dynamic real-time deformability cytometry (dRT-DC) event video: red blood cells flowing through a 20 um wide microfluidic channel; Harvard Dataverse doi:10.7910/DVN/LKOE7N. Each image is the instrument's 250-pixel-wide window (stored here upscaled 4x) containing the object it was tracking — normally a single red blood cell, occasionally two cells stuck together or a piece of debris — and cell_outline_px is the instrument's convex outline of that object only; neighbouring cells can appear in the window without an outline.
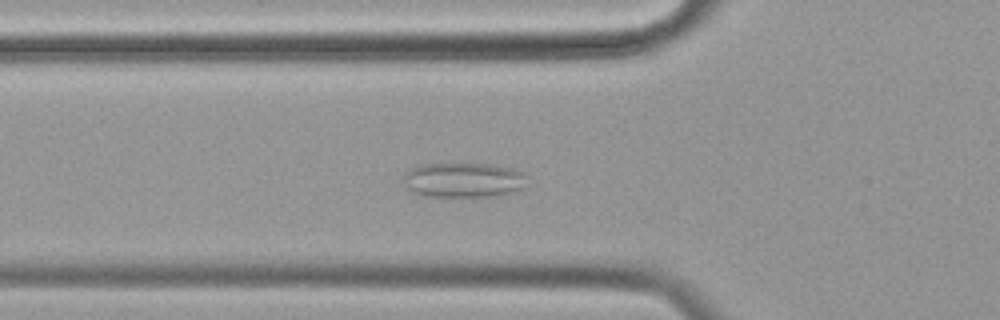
{"species": "common noctule bat (a hibernating species)", "species_latin": "Nyctalus noctula", "temperature_condition": "cold", "stored_images_in_passage": 46, "camera_frame_rate_fps": 3000, "um_per_image_px": 0.085, "animal": {"sex": "female", "body_mass_g": 19.9}, "frame": {"image": 1, "passage_image": 7, "time_ms": 2.0, "image_size_px": [1000, 320], "cell_outline_px": [[524, 188], [512, 192], [496, 196], [428, 196], [416, 192], [408, 188], [404, 180], [404, 172], [412, 168], [424, 164], [496, 164], [516, 168], [524, 172]], "centroid_in_image_um": [39.45, 15.28], "position_along_channel_um": 86.4, "area_um2": 24.97}}